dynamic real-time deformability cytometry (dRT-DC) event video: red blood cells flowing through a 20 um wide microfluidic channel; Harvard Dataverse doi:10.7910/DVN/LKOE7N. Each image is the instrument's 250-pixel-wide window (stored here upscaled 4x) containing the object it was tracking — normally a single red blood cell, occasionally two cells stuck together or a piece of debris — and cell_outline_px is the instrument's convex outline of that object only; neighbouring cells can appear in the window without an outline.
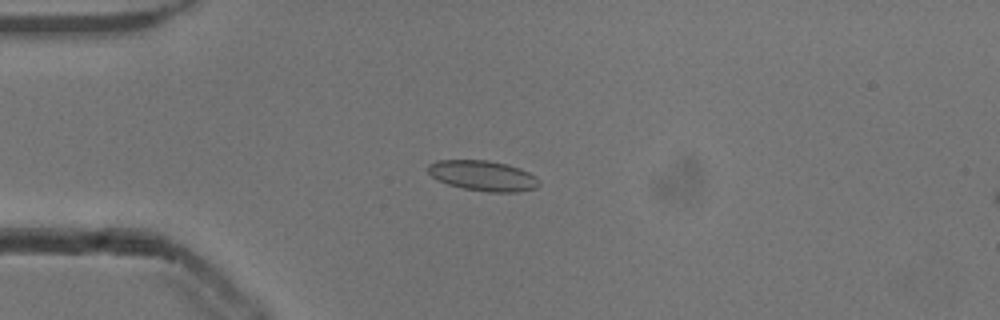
{"species": "common noctule bat (a hibernating species)", "species_latin": "Nyctalus noctula", "temperature_condition": "cold", "stored_images_in_passage": 19, "camera_frame_rate_fps": 3000, "um_per_image_px": 0.085, "animal": {"sex": "male", "body_mass_g": 13.3}, "frame": {"image": 1, "passage_image": 10, "time_ms": 3.0, "image_size_px": [1000, 320], "cell_outline_px": [[540, 184], [536, 188], [516, 192], [488, 192], [464, 188], [448, 184], [436, 180], [428, 172], [428, 164], [436, 160], [488, 160], [508, 164], [520, 168], [536, 176], [540, 180]], "centroid_in_image_um": [41.06, 14.93], "position_along_channel_um": 43.9, "area_um2": 19.77}}
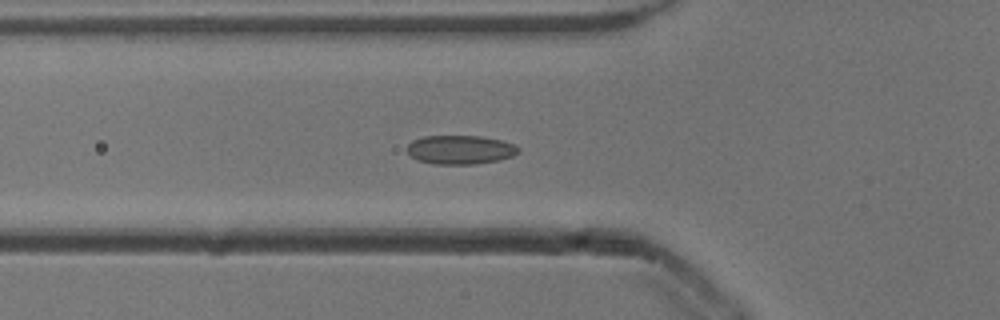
{"frame": {"image": 2, "passage_image": 15, "time_ms": 4.667, "image_size_px": [1000, 320], "cell_outline_px": [[520, 152], [512, 156], [500, 160], [476, 164], [436, 164], [416, 160], [404, 148], [412, 140], [424, 136], [480, 136], [500, 140], [512, 144], [520, 148]], "centroid_in_image_um": [39.1, 12.73], "position_along_channel_um": 86.7, "area_um2": 18.84}}
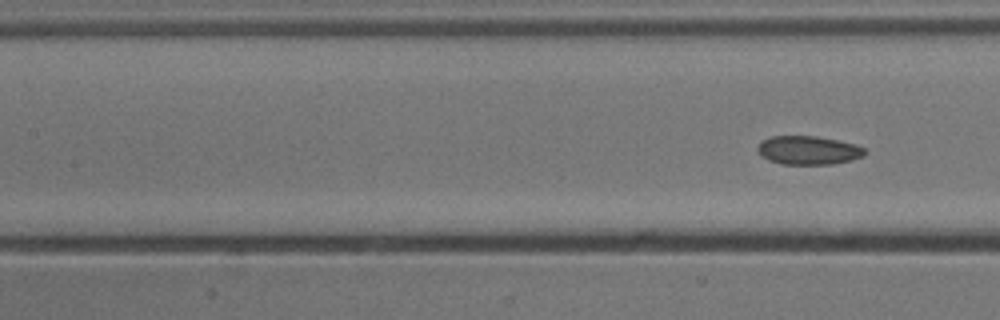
{"frame": {"image": 3, "passage_image": 19, "time_ms": 6.0, "image_size_px": [1000, 320], "cell_outline_px": [[868, 152], [864, 156], [852, 160], [832, 164], [780, 164], [768, 160], [760, 156], [756, 148], [760, 140], [772, 136], [816, 136], [856, 144], [864, 148]], "centroid_in_image_um": [68.69, 12.77], "position_along_channel_um": 138.7, "area_um2": 18.15}}